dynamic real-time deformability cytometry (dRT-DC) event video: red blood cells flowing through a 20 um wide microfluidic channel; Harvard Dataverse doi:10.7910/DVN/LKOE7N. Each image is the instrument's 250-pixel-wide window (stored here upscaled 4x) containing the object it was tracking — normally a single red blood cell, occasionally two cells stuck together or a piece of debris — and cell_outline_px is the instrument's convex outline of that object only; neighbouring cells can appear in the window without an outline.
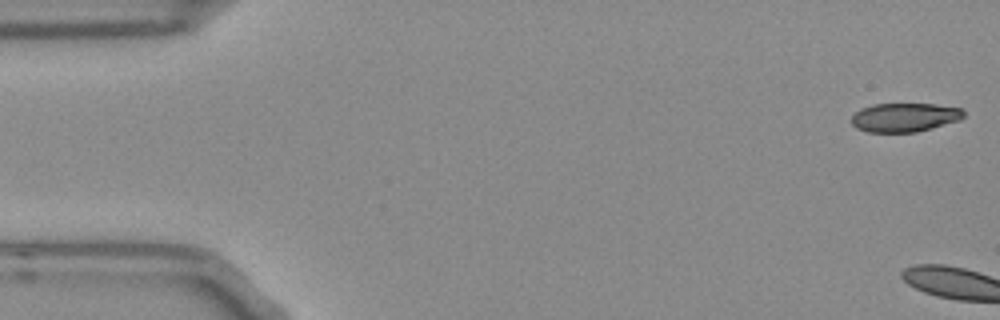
{"species": "Egyptian fruit bat (a non-hibernating species)", "species_latin": "Rousettus aegyptiacus", "temperature_condition": "room temperature", "stored_images_in_passage": 9, "camera_frame_rate_fps": 3000, "um_per_image_px": 0.085, "frame": {"image": 1, "passage_image": 1, "time_ms": 0.0, "image_size_px": [1000, 320], "cell_outline_px": [[964, 116], [960, 120], [932, 128], [916, 132], [868, 132], [856, 128], [852, 124], [852, 116], [860, 108], [872, 104], [936, 104], [960, 108], [964, 112]], "centroid_in_image_um": [76.88, 9.97], "position_along_channel_um": 8.1, "area_um2": 18.9}}